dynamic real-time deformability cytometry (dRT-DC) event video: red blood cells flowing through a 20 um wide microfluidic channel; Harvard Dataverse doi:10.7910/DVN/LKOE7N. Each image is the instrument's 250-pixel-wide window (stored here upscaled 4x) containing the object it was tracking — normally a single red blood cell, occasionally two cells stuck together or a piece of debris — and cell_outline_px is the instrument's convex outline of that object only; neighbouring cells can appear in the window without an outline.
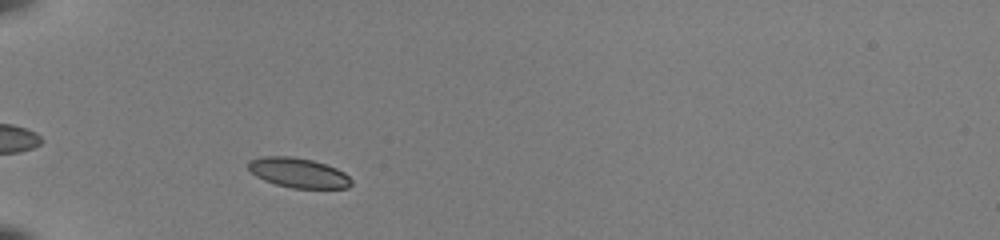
{"species": "common noctule bat (a hibernating species)", "species_latin": "Nyctalus noctula", "temperature_condition": "room temperature", "stored_images_in_passage": 38, "camera_frame_rate_fps": 3000, "um_per_image_px": 0.085, "animal": {"sex": "female", "body_mass_g": 22.0, "forearm_length_mm": 56.7}, "frame": {"image": 1, "passage_image": 4, "time_ms": 1.0, "image_size_px": [1000, 240], "cell_outline_px": [[352, 184], [348, 188], [292, 188], [276, 184], [264, 180], [256, 176], [248, 168], [248, 160], [264, 156], [288, 156], [312, 160], [336, 168], [344, 172], [352, 180]], "centroid_in_image_um": [25.36, 14.69], "position_along_channel_um": 59.6, "area_um2": 17.8}}
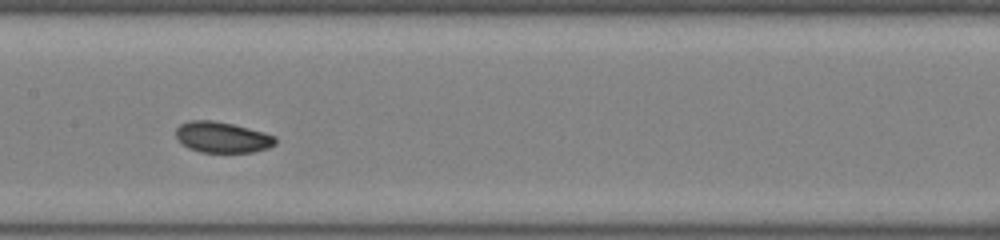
{"frame": {"image": 2, "passage_image": 15, "time_ms": 4.667, "image_size_px": [1000, 240], "cell_outline_px": [[276, 144], [268, 148], [252, 152], [200, 152], [188, 148], [180, 144], [176, 136], [176, 128], [180, 124], [188, 120], [212, 120], [232, 124], [264, 132], [276, 136]], "centroid_in_image_um": [18.87, 11.67], "position_along_channel_um": 188.5, "area_um2": 18.03}}
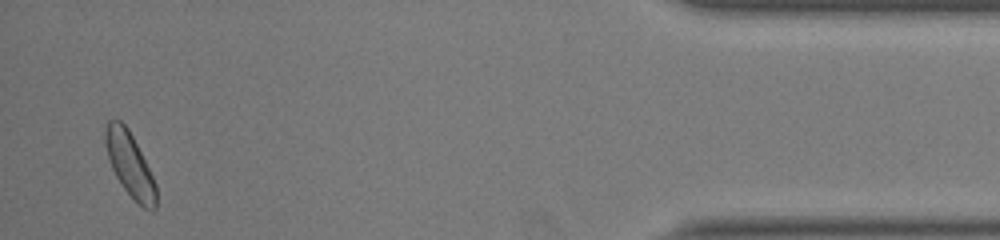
{"frame": {"image": 3, "passage_image": 37, "time_ms": 12.0, "image_size_px": [1000, 240], "cell_outline_px": [[156, 208], [152, 212], [144, 208], [124, 188], [116, 176], [112, 168], [108, 156], [104, 140], [104, 136], [108, 120], [120, 120], [128, 128], [156, 184]], "centroid_in_image_um": [11.03, 13.99], "position_along_channel_um": 424.2, "area_um2": 18.44}, "authors_computed_cell_mechanics": {"area_um2": 18.0625, "velocity_mm_per_s": 3.9705, "shape_relaxation_time_tau1_ms": 2.6948, "shape_relaxation_time_tau2_ms": 3.4295, "deformation_change_tau1": 0.0819, "deformation_change_tau2": 0.0585}}